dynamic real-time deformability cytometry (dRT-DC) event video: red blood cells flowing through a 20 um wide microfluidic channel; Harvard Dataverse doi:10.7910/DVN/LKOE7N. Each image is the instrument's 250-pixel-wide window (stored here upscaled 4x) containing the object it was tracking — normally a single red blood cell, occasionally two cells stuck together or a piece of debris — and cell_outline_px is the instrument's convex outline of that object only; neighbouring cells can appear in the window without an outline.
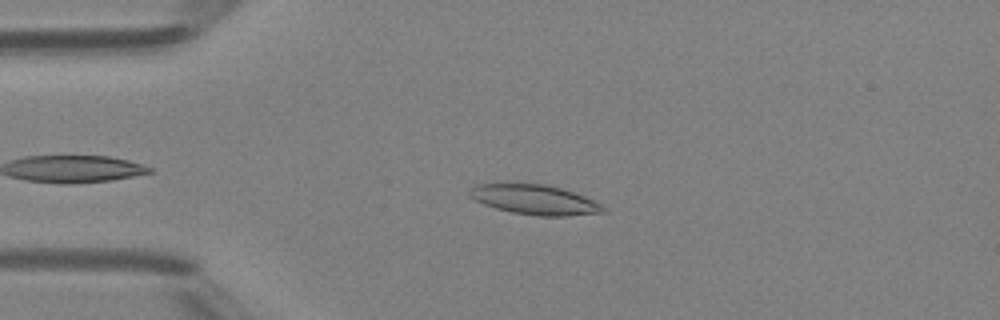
{"species": "Egyptian fruit bat (a non-hibernating species)", "species_latin": "Rousettus aegyptiacus", "temperature_condition": "room temperature", "stored_images_in_passage": 5, "camera_frame_rate_fps": 3000, "um_per_image_px": 0.085, "animal": {"sex": "female"}, "frame": {"image": 1, "passage_image": 3, "time_ms": 3.0, "image_size_px": [1000, 320], "cell_outline_px": [[608, 212], [564, 216], [536, 216], [512, 212], [496, 208], [484, 204], [468, 196], [468, 192], [476, 184], [504, 180], [508, 180], [544, 184], [560, 188], [584, 196], [608, 208]], "centroid_in_image_um": [45.37, 16.92], "position_along_channel_um": 39.6, "area_um2": 24.04}}
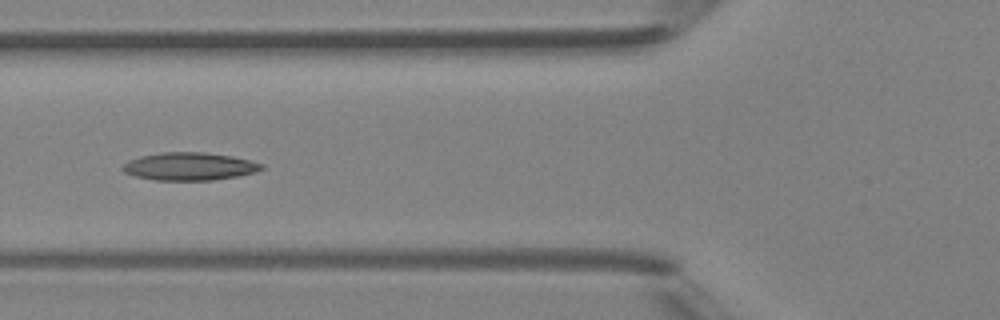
{"frame": {"image": 2, "passage_image": 5, "time_ms": 5.333, "image_size_px": [1000, 320], "cell_outline_px": [[264, 168], [256, 172], [236, 176], [212, 180], [156, 180], [136, 176], [124, 172], [120, 168], [128, 160], [140, 156], [160, 152], [204, 152], [232, 156], [264, 164]], "centroid_in_image_um": [16.08, 14.14], "position_along_channel_um": 109.7, "area_um2": 22.48}}